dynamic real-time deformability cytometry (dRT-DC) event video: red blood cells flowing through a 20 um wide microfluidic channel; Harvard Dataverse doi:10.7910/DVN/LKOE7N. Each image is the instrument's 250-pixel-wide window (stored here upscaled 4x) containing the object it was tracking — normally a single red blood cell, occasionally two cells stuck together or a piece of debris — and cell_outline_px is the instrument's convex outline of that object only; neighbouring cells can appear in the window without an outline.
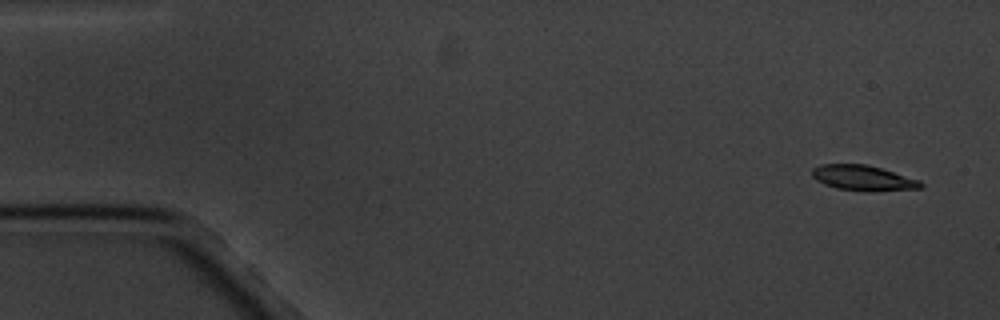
{"species": "common noctule bat (a hibernating species)", "species_latin": "Nyctalus noctula", "temperature_condition": "cold", "stored_images_in_passage": 6, "segment_of_instrument_passage": [1, 2], "camera_frame_rate_fps": 3000, "um_per_image_px": 0.085, "animal": {"sex": "male", "body_mass_g": 20.1, "forearm_length_mm": 53.5}, "frame": {"image": 1, "passage_image": 1, "time_ms": 0.0, "image_size_px": [1000, 320], "cell_outline_px": [[924, 184], [920, 188], [868, 192], [864, 192], [836, 188], [824, 184], [816, 180], [812, 176], [812, 168], [820, 164], [868, 164], [920, 180]], "centroid_in_image_um": [73.35, 15.13], "position_along_channel_um": 11.7, "area_um2": 16.18}}